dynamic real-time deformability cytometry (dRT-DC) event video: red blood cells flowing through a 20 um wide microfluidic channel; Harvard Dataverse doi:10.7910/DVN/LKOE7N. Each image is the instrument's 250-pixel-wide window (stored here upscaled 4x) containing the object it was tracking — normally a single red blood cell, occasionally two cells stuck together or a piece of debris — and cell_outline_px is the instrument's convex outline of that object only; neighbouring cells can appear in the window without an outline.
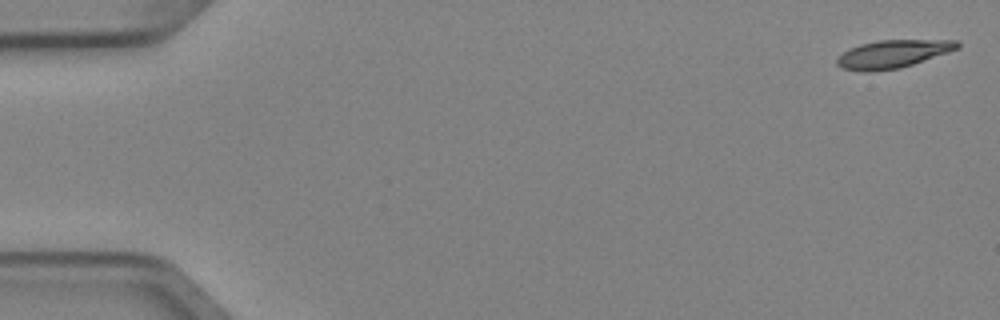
{"species": "Egyptian fruit bat (a non-hibernating species)", "species_latin": "Rousettus aegyptiacus", "temperature_condition": "cold", "stored_images_in_passage": 4, "camera_frame_rate_fps": 3000, "um_per_image_px": 0.085, "animal": {"sex": "female"}, "frame": {"image": 1, "passage_image": 1, "time_ms": 0.0, "image_size_px": [1000, 320], "cell_outline_px": [[960, 48], [900, 68], [872, 72], [860, 72], [840, 68], [836, 64], [836, 60], [844, 52], [860, 44], [880, 40], [960, 40]], "centroid_in_image_um": [75.89, 4.6], "position_along_channel_um": 9.1, "area_um2": 19.59}}
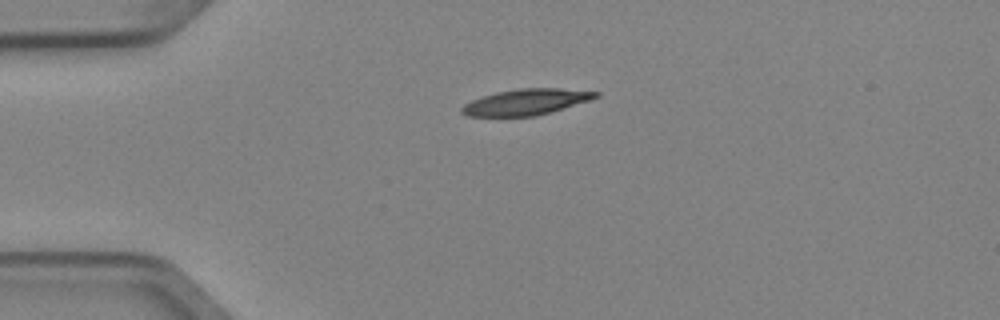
{"frame": {"image": 2, "passage_image": 4, "time_ms": 1.0, "image_size_px": [1000, 320], "cell_outline_px": [[600, 96], [588, 100], [536, 116], [468, 116], [460, 112], [460, 108], [464, 104], [472, 100], [496, 92], [520, 88], [560, 88], [600, 92]], "centroid_in_image_um": [44.68, 8.66], "position_along_channel_um": 40.3, "area_um2": 20.0}}